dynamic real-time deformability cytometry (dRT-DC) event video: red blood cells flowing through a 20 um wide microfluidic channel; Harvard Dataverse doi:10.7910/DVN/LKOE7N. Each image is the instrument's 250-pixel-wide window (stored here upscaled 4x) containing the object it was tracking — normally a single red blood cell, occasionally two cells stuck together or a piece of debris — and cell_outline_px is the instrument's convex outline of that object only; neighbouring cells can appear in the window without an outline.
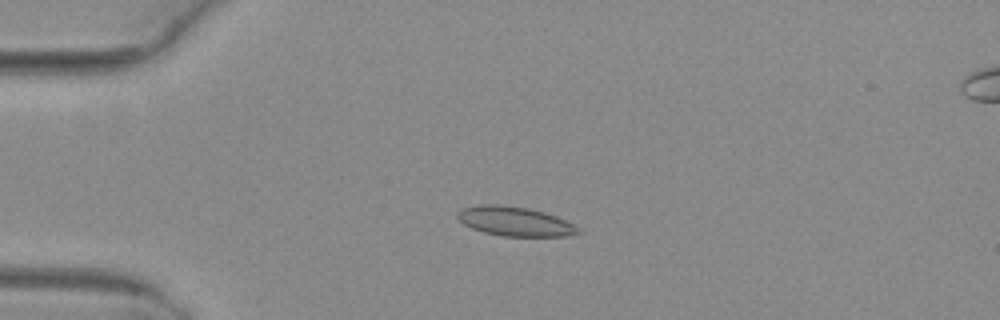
{"species": "common noctule bat (a hibernating species)", "species_latin": "Nyctalus noctula", "temperature_condition": "warm", "stored_images_in_passage": 4, "camera_frame_rate_fps": 3000, "um_per_image_px": 0.085, "animal": {"sex": "female", "body_mass_g": 29.2, "forearm_length_mm": 56.3}, "frame": {"image": 1, "passage_image": 3, "time_ms": 0.667, "image_size_px": [1000, 320], "cell_outline_px": [[584, 232], [564, 236], [504, 236], [484, 232], [472, 228], [464, 224], [456, 216], [456, 212], [464, 208], [480, 204], [496, 204], [528, 208], [544, 212], [556, 216], [572, 224]], "centroid_in_image_um": [43.75, 18.81], "position_along_channel_um": 41.2, "area_um2": 20.46}}